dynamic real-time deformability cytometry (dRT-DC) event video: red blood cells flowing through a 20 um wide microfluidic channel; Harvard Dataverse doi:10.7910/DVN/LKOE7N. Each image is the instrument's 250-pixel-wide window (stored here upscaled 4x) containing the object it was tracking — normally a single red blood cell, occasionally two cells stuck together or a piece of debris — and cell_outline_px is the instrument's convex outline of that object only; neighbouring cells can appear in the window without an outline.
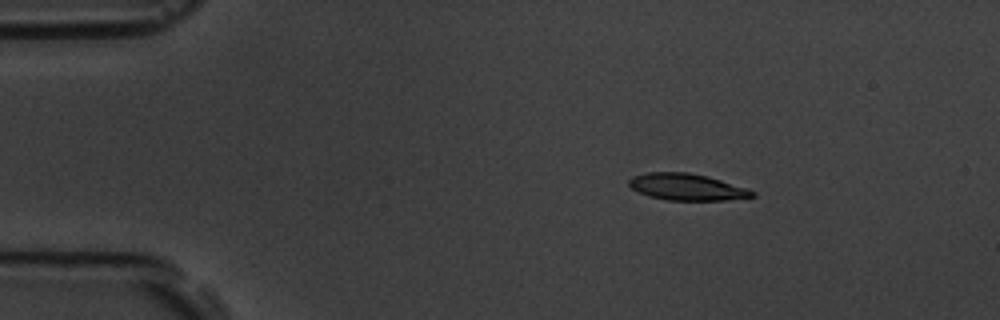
{"species": "common noctule bat (a hibernating species)", "species_latin": "Nyctalus noctula", "temperature_condition": "room temperature", "stored_images_in_passage": 4, "camera_frame_rate_fps": 3000, "um_per_image_px": 0.085, "animal": {"sex": "male", "body_mass_g": 19.5, "forearm_length_mm": 54.6}, "frame": {"image": 1, "passage_image": 2, "time_ms": 0.333, "image_size_px": [1000, 320], "cell_outline_px": [[756, 196], [728, 200], [668, 200], [648, 196], [632, 188], [628, 184], [628, 180], [632, 176], [648, 172], [688, 172], [708, 176], [748, 188], [756, 192]], "centroid_in_image_um": [58.4, 15.89], "position_along_channel_um": 26.6, "area_um2": 19.25}}